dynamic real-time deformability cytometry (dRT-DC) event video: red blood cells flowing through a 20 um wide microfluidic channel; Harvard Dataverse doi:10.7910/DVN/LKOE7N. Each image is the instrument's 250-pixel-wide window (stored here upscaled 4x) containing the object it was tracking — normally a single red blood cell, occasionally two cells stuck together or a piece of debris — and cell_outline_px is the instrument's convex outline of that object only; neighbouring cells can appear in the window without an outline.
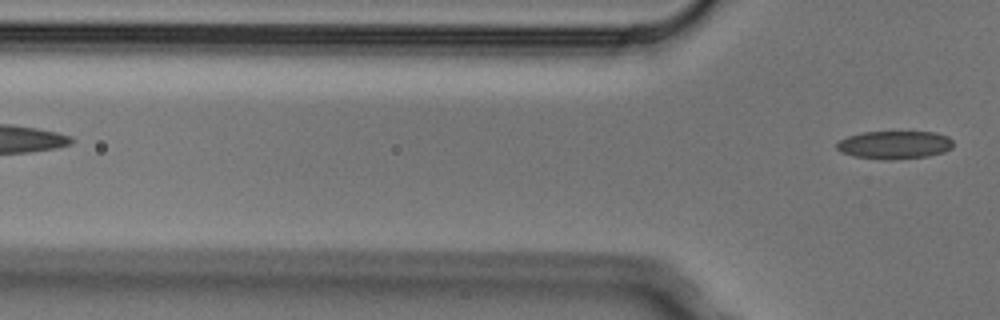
{"species": "Egyptian fruit bat (a non-hibernating species)", "species_latin": "Rousettus aegyptiacus", "temperature_condition": "cold", "stored_images_in_passage": 3, "camera_frame_rate_fps": 3000, "um_per_image_px": 0.085, "animal": {"sex": "male"}, "frame": {"image": 1, "passage_image": 3, "time_ms": 0.667, "image_size_px": [1000, 320], "cell_outline_px": [[952, 148], [944, 152], [928, 156], [892, 160], [884, 160], [852, 156], [840, 152], [836, 148], [836, 144], [840, 140], [848, 136], [860, 132], [936, 132], [948, 136], [952, 140]], "centroid_in_image_um": [76.02, 12.32], "position_along_channel_um": 49.8, "area_um2": 19.25}}